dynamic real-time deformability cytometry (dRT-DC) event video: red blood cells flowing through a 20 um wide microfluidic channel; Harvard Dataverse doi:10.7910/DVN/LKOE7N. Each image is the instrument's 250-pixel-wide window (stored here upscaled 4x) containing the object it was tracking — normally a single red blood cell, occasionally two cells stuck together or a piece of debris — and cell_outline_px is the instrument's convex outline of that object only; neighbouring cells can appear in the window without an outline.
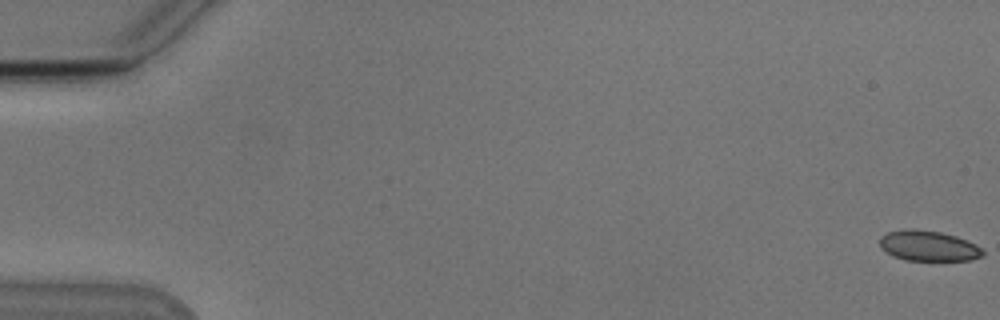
{"species": "Egyptian fruit bat (a non-hibernating species)", "species_latin": "Rousettus aegyptiacus", "temperature_condition": "cold", "stored_images_in_passage": 47, "camera_frame_rate_fps": 3000, "um_per_image_px": 0.085, "animal": {"sex": "male"}, "frame": {"image": 1, "passage_image": 1, "time_ms": 0.0, "image_size_px": [1000, 320], "cell_outline_px": [[984, 256], [972, 260], [904, 260], [892, 256], [880, 248], [880, 236], [888, 232], [912, 228], [916, 228], [940, 232], [956, 236], [968, 240], [976, 244], [984, 252]], "centroid_in_image_um": [78.91, 20.9], "position_along_channel_um": 6.1, "area_um2": 18.44}}
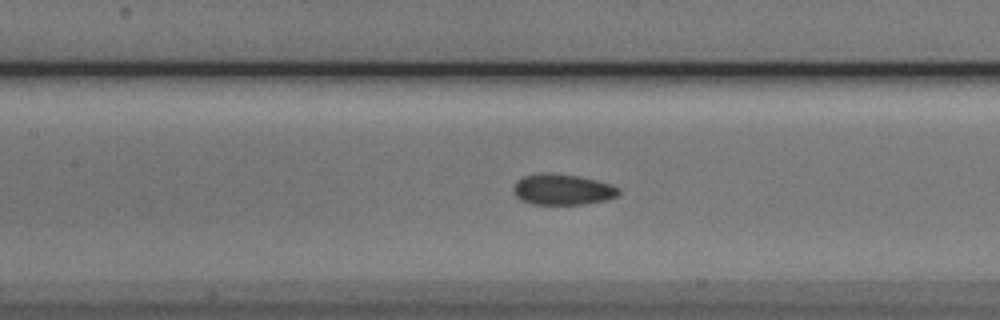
{"frame": {"image": 2, "passage_image": 26, "time_ms": 8.333, "image_size_px": [1000, 320], "cell_outline_px": [[620, 192], [616, 196], [608, 200], [584, 204], [532, 204], [520, 200], [512, 192], [512, 188], [516, 180], [524, 176], [544, 172], [576, 176], [596, 180], [620, 188]], "centroid_in_image_um": [47.77, 16.11], "position_along_channel_um": 159.6, "area_um2": 18.96}}
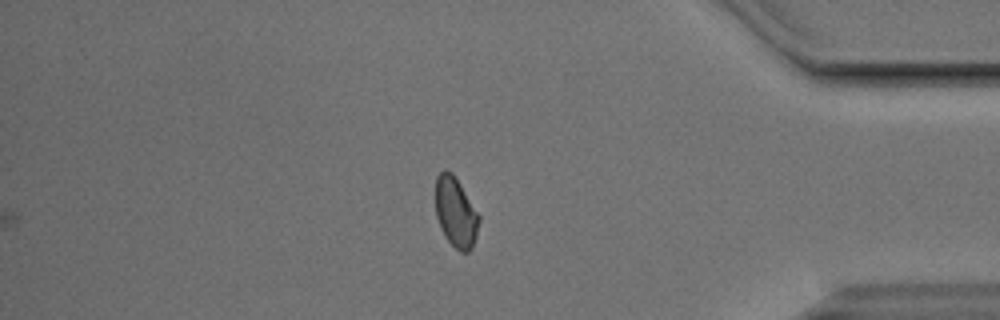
{"frame": {"image": 3, "passage_image": 47, "time_ms": 15.333, "image_size_px": [1000, 320], "cell_outline_px": [[480, 220], [476, 236], [472, 248], [468, 252], [460, 252], [444, 236], [440, 228], [436, 216], [436, 176], [444, 168], [452, 172], [460, 184], [480, 216]], "centroid_in_image_um": [38.73, 18.04], "position_along_channel_um": 396.5, "area_um2": 17.74}, "authors_computed_cell_mechanics": {"area_um2": 18.8428, "velocity_mm_per_s": 3.8113, "shape_relaxation_time_tau1_ms": 11.108, "shape_relaxation_time_tau2_ms": 2.6275, "deformation_change_tau1": 0.1581, "deformation_change_tau2": 0.057}}